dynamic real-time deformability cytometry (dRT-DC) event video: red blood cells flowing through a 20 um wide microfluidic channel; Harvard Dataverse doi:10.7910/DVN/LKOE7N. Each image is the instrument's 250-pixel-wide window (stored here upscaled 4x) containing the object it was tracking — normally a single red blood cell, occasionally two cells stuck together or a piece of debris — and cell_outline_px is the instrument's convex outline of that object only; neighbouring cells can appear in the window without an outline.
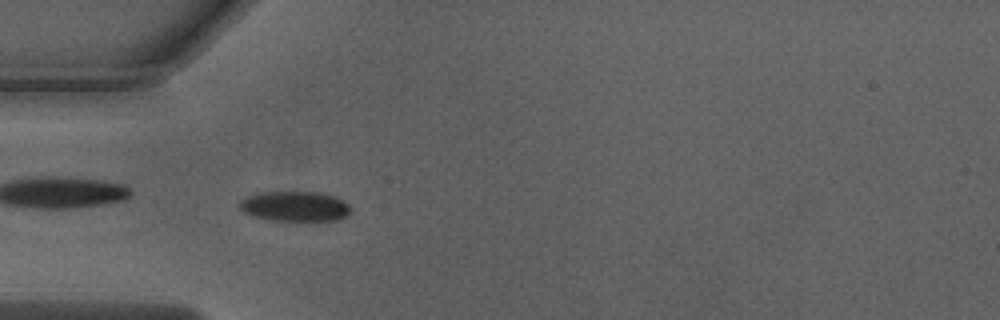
{"species": "Egyptian fruit bat (a non-hibernating species)", "species_latin": "Rousettus aegyptiacus", "temperature_condition": "warm", "stored_images_in_passage": 51, "camera_frame_rate_fps": 3000, "um_per_image_px": 0.085, "animal": {"sex": "male"}, "frame": {"image": 1, "passage_image": 16, "time_ms": 5.0, "image_size_px": [1000, 320], "cell_outline_px": [[348, 212], [344, 216], [336, 220], [272, 220], [252, 216], [244, 212], [240, 208], [240, 200], [248, 196], [260, 192], [320, 192], [336, 196], [348, 204]], "centroid_in_image_um": [25.03, 17.52], "position_along_channel_um": 60.0, "area_um2": 19.19}}
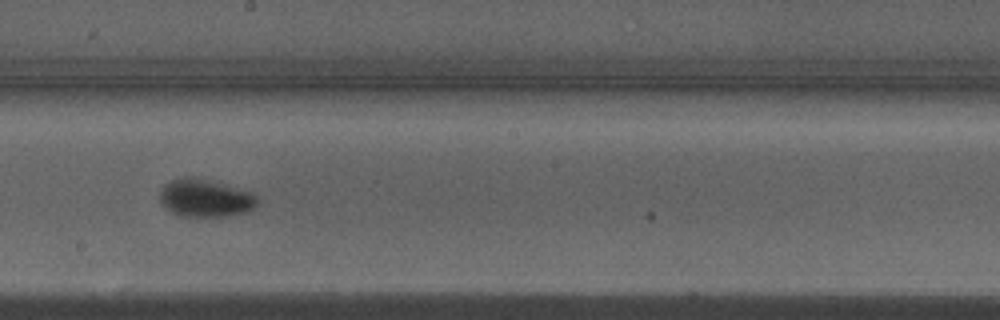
{"frame": {"image": 2, "passage_image": 29, "time_ms": 9.333, "image_size_px": [1000, 320], "cell_outline_px": [[256, 204], [248, 212], [224, 216], [180, 216], [172, 212], [160, 200], [160, 192], [164, 184], [180, 176], [192, 176], [208, 180], [248, 192], [256, 196]], "centroid_in_image_um": [17.39, 16.83], "position_along_channel_um": 230.8, "area_um2": 20.98}}
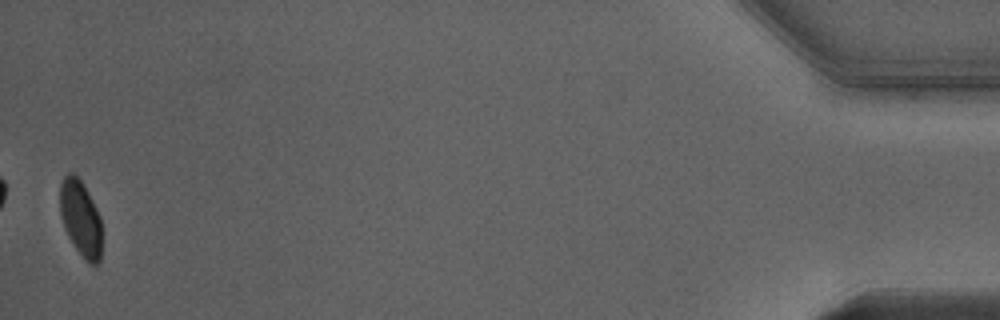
{"frame": {"image": 3, "passage_image": 51, "time_ms": 16.667, "image_size_px": [1000, 320], "cell_outline_px": [[100, 260], [96, 264], [88, 264], [84, 260], [68, 236], [64, 228], [60, 212], [60, 184], [64, 176], [68, 172], [72, 172], [80, 180], [88, 192], [100, 216]], "centroid_in_image_um": [6.83, 18.55], "position_along_channel_um": 428.4, "area_um2": 18.32}, "authors_computed_cell_mechanics": {"area_um2": 19.9988, "velocity_mm_per_s": 4.0103, "shape_relaxation_time_tau1_ms": 2.5502, "shape_relaxation_time_tau2_ms": null, "deformation_change_tau1": 0.1149, "deformation_change_tau2": null}}